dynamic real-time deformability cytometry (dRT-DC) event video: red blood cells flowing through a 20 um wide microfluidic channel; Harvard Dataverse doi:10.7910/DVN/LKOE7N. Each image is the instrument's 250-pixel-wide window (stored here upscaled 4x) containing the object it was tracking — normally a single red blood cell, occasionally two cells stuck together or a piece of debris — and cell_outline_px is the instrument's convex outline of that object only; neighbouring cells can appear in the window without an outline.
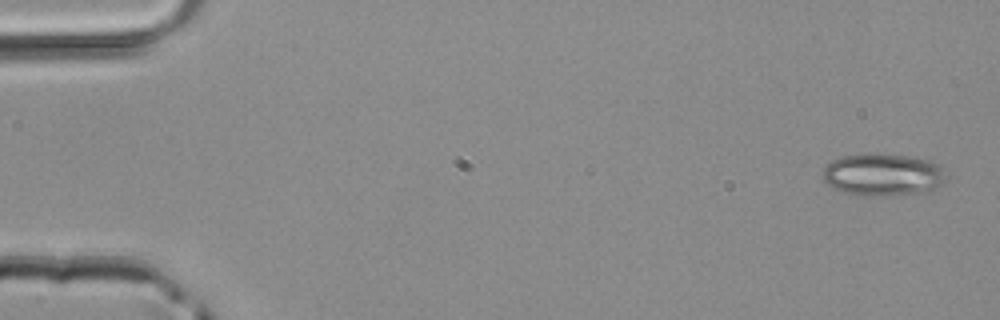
{"species": "common noctule bat (a hibernating species)", "species_latin": "Nyctalus noctula", "temperature_condition": "room temperature", "stored_images_in_passage": 4, "camera_frame_rate_fps": 3000, "um_per_image_px": 0.085, "animal": {"sex": "male", "body_mass_g": 20.4}, "frame": {"image": 1, "passage_image": 1, "time_ms": 0.0, "image_size_px": [1000, 320], "cell_outline_px": [[944, 180], [936, 188], [924, 192], [884, 196], [864, 196], [844, 192], [828, 184], [824, 180], [824, 168], [832, 160], [840, 156], [864, 152], [876, 152], [916, 156], [932, 160], [940, 168]], "centroid_in_image_um": [75.02, 14.81], "position_along_channel_um": 10.0, "area_um2": 30.75}}